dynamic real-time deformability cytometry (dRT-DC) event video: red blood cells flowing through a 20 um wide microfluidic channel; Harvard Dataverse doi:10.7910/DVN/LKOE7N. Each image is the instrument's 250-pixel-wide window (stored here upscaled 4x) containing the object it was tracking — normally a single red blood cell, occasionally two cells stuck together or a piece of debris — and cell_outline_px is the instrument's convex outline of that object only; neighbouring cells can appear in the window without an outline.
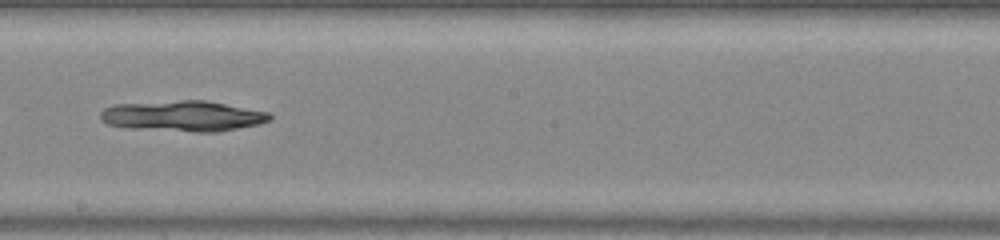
{"species": "common noctule bat (a hibernating species)", "species_latin": "Nyctalus noctula", "temperature_condition": "warm", "stored_images_in_passage": 46, "camera_frame_rate_fps": 3000, "um_per_image_px": 0.085, "animal": {"sex": "male", "body_mass_g": 20.0, "forearm_length_mm": 53.3}, "frame": {"image": 1, "passage_image": 27, "time_ms": 8.667, "image_size_px": [1000, 240], "cell_outline_px": [[272, 120], [260, 124], [216, 132], [196, 132], [124, 128], [108, 124], [100, 120], [100, 112], [104, 108], [116, 104], [180, 100], [204, 100], [268, 112], [272, 116]], "centroid_in_image_um": [15.52, 9.87], "position_along_channel_um": 232.7, "area_um2": 30.4}}